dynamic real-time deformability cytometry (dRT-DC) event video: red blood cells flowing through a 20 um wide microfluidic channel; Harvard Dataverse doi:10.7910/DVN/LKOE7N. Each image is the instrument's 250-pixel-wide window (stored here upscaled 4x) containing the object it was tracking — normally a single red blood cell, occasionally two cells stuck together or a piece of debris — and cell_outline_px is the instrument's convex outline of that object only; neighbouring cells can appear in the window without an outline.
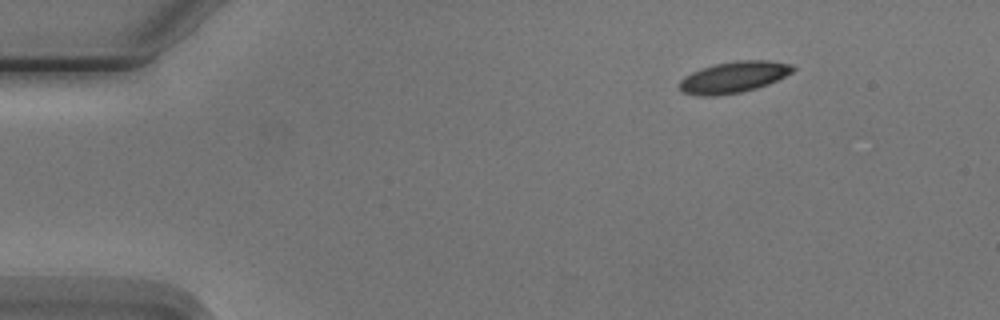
{"species": "Egyptian fruit bat (a non-hibernating species)", "species_latin": "Rousettus aegyptiacus", "temperature_condition": "cold", "stored_images_in_passage": 2, "camera_frame_rate_fps": 3000, "um_per_image_px": 0.085, "animal": {"sex": "male"}, "frame": {"image": 1, "passage_image": 2, "time_ms": 2.0, "image_size_px": [1000, 320], "cell_outline_px": [[796, 68], [792, 72], [768, 84], [756, 88], [740, 92], [716, 96], [700, 96], [684, 92], [680, 88], [680, 80], [684, 76], [700, 68], [716, 64], [736, 60], [768, 60], [792, 64]], "centroid_in_image_um": [62.36, 6.55], "position_along_channel_um": 22.6, "area_um2": 20.58}}